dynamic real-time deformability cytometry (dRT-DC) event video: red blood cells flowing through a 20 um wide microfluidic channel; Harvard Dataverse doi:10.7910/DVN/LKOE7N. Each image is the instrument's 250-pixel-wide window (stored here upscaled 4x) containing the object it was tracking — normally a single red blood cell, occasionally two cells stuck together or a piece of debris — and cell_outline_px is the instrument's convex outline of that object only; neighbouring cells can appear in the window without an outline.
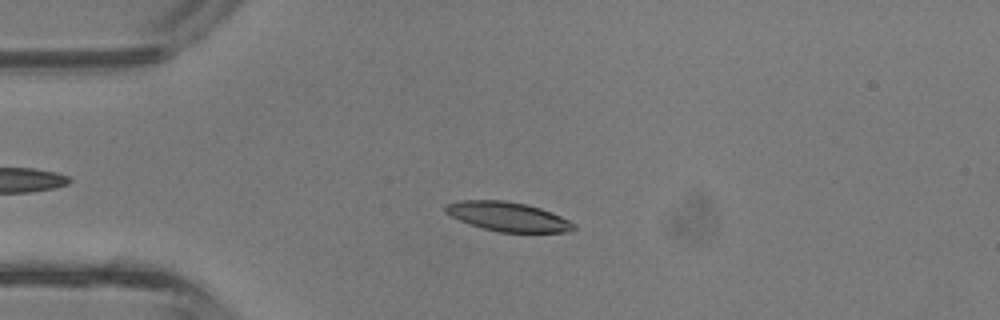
{"species": "common noctule bat (a hibernating species)", "species_latin": "Nyctalus noctula", "temperature_condition": "room temperature", "stored_images_in_passage": 42, "camera_frame_rate_fps": 3000, "um_per_image_px": 0.085, "animal": {"sex": "male", "body_mass_g": 13.3}, "frame": {"image": 1, "passage_image": 10, "time_ms": 3.0, "image_size_px": [1000, 320], "cell_outline_px": [[576, 228], [572, 232], [500, 232], [484, 228], [460, 220], [444, 212], [444, 204], [460, 200], [504, 200], [524, 204], [540, 208], [552, 212], [576, 224]], "centroid_in_image_um": [43.18, 18.41], "position_along_channel_um": 41.8, "area_um2": 21.79}}
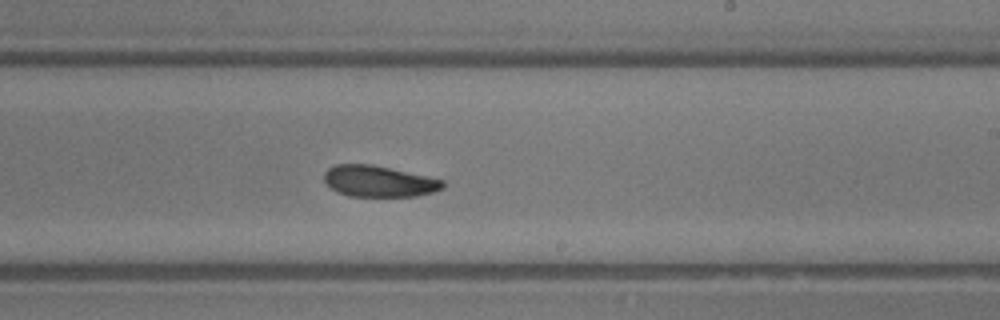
{"frame": {"image": 2, "passage_image": 25, "time_ms": 8.0, "image_size_px": [1000, 320], "cell_outline_px": [[444, 188], [432, 192], [416, 196], [348, 196], [336, 192], [324, 180], [324, 172], [328, 168], [336, 164], [368, 164], [428, 176], [444, 180]], "centroid_in_image_um": [32.19, 15.41], "position_along_channel_um": 256.8, "area_um2": 21.44}}
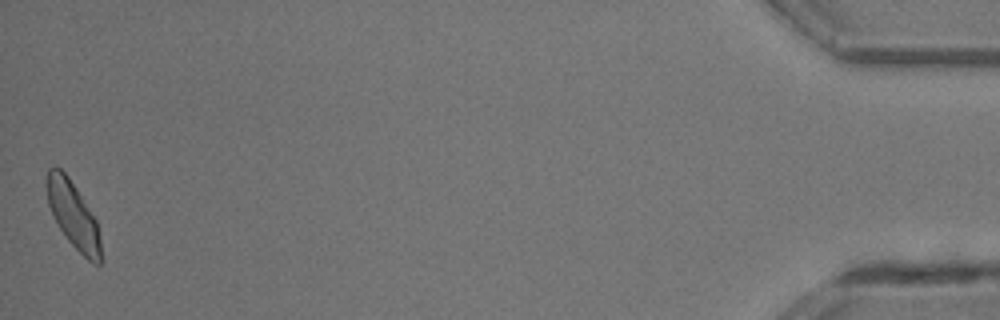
{"frame": {"image": 3, "passage_image": 42, "time_ms": 13.667, "image_size_px": [1000, 320], "cell_outline_px": [[100, 264], [92, 264], [68, 240], [52, 216], [48, 204], [44, 184], [48, 168], [60, 168], [68, 176], [76, 188], [96, 220], [100, 236]], "centroid_in_image_um": [6.18, 18.24], "position_along_channel_um": 429.0, "area_um2": 20.81}, "authors_computed_cell_mechanics": {"area_um2": 21.7617, "velocity_mm_per_s": 4.8073, "shape_relaxation_time_tau1_ms": 3.6443, "shape_relaxation_time_tau2_ms": 1.7023, "deformation_change_tau1": 0.1238, "deformation_change_tau2": 0.0801}}